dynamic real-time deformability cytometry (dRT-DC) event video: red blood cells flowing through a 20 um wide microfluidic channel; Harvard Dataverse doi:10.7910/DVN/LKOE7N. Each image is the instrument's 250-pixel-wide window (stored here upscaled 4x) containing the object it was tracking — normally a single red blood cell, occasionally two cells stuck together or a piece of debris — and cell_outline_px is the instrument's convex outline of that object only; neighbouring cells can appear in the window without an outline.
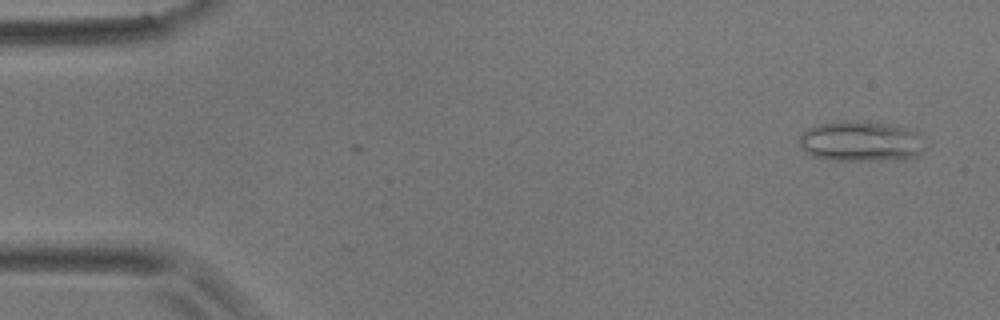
{"species": "common noctule bat (a hibernating species)", "species_latin": "Nyctalus noctula", "temperature_condition": "room temperature", "stored_images_in_passage": 52, "camera_frame_rate_fps": 3000, "um_per_image_px": 0.085, "animal": {"sex": "male", "body_mass_g": 17.9}, "frame": {"image": 1, "passage_image": 1, "time_ms": 0.0, "image_size_px": [1000, 320], "cell_outline_px": [[928, 144], [920, 156], [880, 160], [828, 160], [812, 156], [804, 152], [800, 148], [800, 136], [808, 128], [816, 124], [836, 120], [856, 120], [884, 124], [904, 128], [916, 132]], "centroid_in_image_um": [73.15, 12.01], "position_along_channel_um": 11.9, "area_um2": 29.94}}
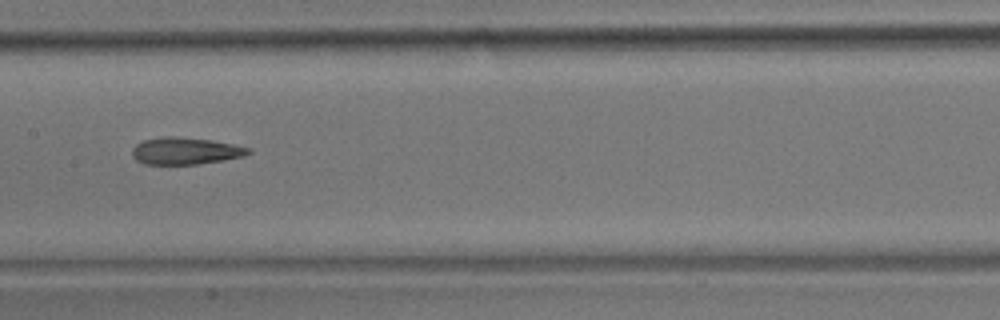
{"frame": {"image": 2, "passage_image": 25, "time_ms": 8.0, "image_size_px": [1000, 320], "cell_outline_px": [[252, 152], [244, 156], [224, 160], [196, 164], [144, 164], [136, 160], [132, 156], [132, 148], [136, 144], [144, 140], [164, 136], [172, 136], [212, 140], [252, 148]], "centroid_in_image_um": [15.76, 12.83], "position_along_channel_um": 191.6, "area_um2": 18.32}}
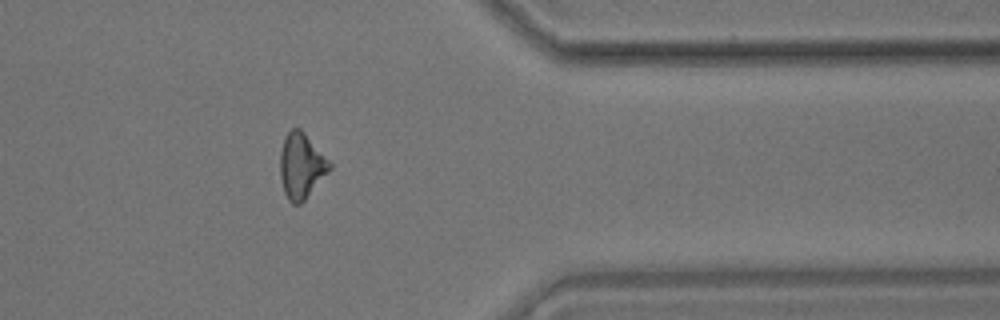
{"frame": {"image": 3, "passage_image": 42, "time_ms": 13.667, "image_size_px": [1000, 320], "cell_outline_px": [[332, 168], [304, 200], [300, 204], [292, 204], [288, 200], [284, 192], [280, 176], [280, 152], [284, 140], [288, 132], [292, 128], [300, 128], [304, 132], [332, 164]], "centroid_in_image_um": [25.6, 14.11], "position_along_channel_um": 385.8, "area_um2": 18.67}, "authors_computed_cell_mechanics": {"area_um2": 18.6694, "velocity_mm_per_s": 3.6856, "shape_relaxation_time_tau1_ms": null, "shape_relaxation_time_tau2_ms": 3.5131, "deformation_change_tau1": null, "deformation_change_tau2": 0.139}}